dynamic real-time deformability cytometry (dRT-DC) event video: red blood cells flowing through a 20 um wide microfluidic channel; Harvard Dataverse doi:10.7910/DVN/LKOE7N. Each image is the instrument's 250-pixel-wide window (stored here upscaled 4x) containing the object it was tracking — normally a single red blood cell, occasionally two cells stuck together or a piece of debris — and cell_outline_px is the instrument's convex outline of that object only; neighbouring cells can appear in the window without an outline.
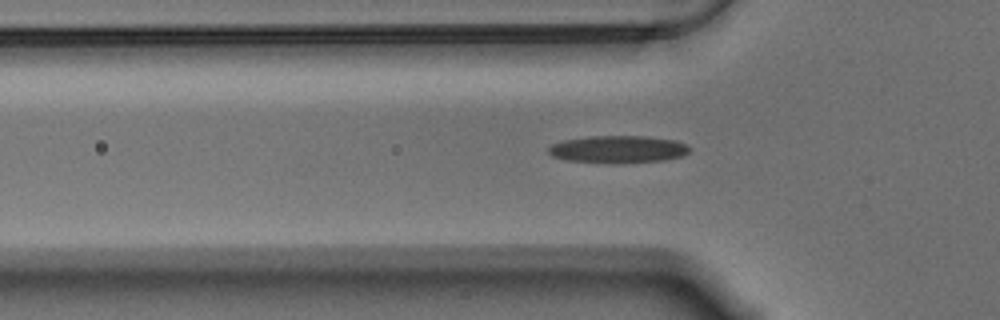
{"species": "Egyptian fruit bat (a non-hibernating species)", "species_latin": "Rousettus aegyptiacus", "temperature_condition": "warm", "stored_images_in_passage": 36, "camera_frame_rate_fps": 3000, "um_per_image_px": 0.085, "animal": {"sex": "male"}, "frame": {"image": 1, "passage_image": 3, "time_ms": 0.667, "image_size_px": [1000, 320], "cell_outline_px": [[692, 148], [684, 156], [664, 160], [624, 164], [612, 164], [564, 160], [552, 156], [548, 152], [548, 148], [552, 144], [564, 140], [588, 136], [644, 136], [676, 140]], "centroid_in_image_um": [52.54, 12.71], "position_along_channel_um": 73.3, "area_um2": 22.95}}
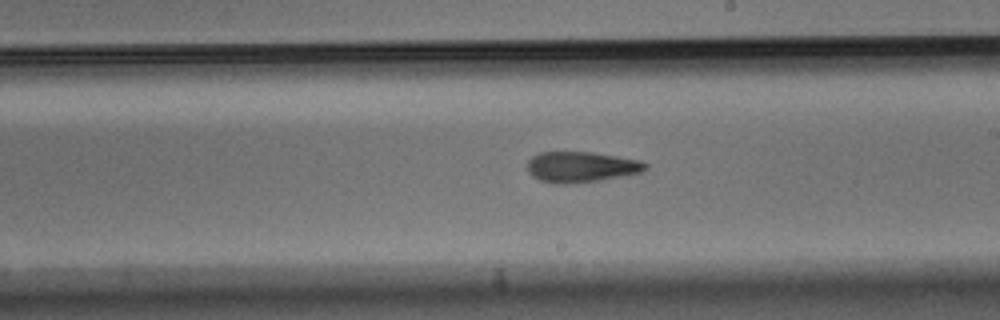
{"frame": {"image": 2, "passage_image": 17, "time_ms": 5.333, "image_size_px": [1000, 320], "cell_outline_px": [[648, 168], [640, 172], [600, 180], [572, 184], [552, 184], [540, 180], [532, 176], [528, 172], [528, 160], [532, 156], [540, 152], [592, 152], [640, 160], [648, 164]], "centroid_in_image_um": [49.37, 14.19], "position_along_channel_um": 239.6, "area_um2": 21.15}}
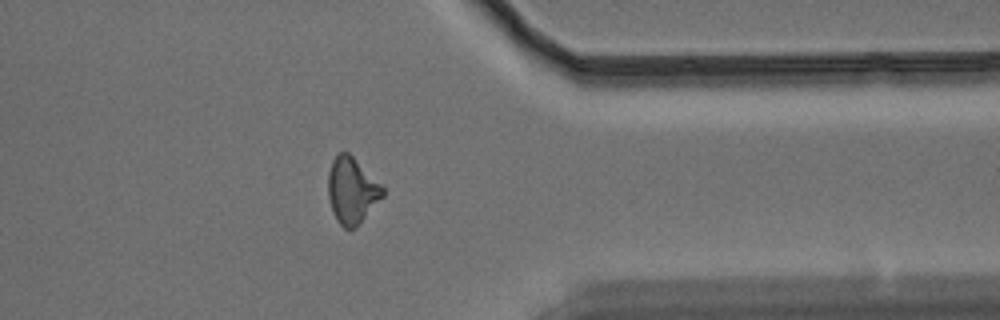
{"frame": {"image": 3, "passage_image": 30, "time_ms": 9.667, "image_size_px": [1000, 320], "cell_outline_px": [[384, 196], [356, 228], [344, 228], [336, 220], [332, 212], [328, 196], [328, 172], [332, 160], [340, 152], [348, 152], [384, 184]], "centroid_in_image_um": [29.94, 16.19], "position_along_channel_um": 381.5, "area_um2": 21.44}}